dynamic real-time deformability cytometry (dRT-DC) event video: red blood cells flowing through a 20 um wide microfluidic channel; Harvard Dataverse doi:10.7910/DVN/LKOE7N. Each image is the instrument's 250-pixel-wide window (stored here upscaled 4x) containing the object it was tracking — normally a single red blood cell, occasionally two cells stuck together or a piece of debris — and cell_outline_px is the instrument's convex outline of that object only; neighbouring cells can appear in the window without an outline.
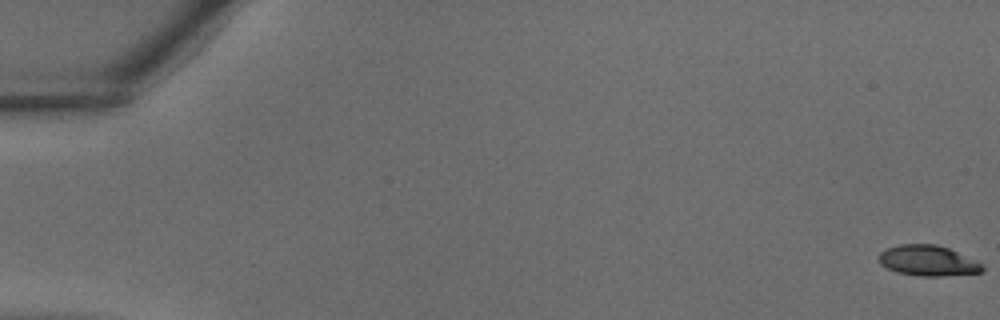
{"species": "common noctule bat (a hibernating species)", "species_latin": "Nyctalus noctula", "temperature_condition": "warm", "stored_images_in_passage": 39, "camera_frame_rate_fps": 3000, "um_per_image_px": 0.085, "animal": {"sex": "male", "body_mass_g": 18.8}, "frame": {"image": 1, "passage_image": 1, "time_ms": 0.0, "image_size_px": [1000, 320], "cell_outline_px": [[984, 272], [944, 276], [920, 276], [896, 272], [880, 264], [880, 252], [888, 248], [900, 244], [936, 244], [948, 248], [976, 260], [984, 268]], "centroid_in_image_um": [78.89, 22.16], "position_along_channel_um": 6.1, "area_um2": 18.32}}
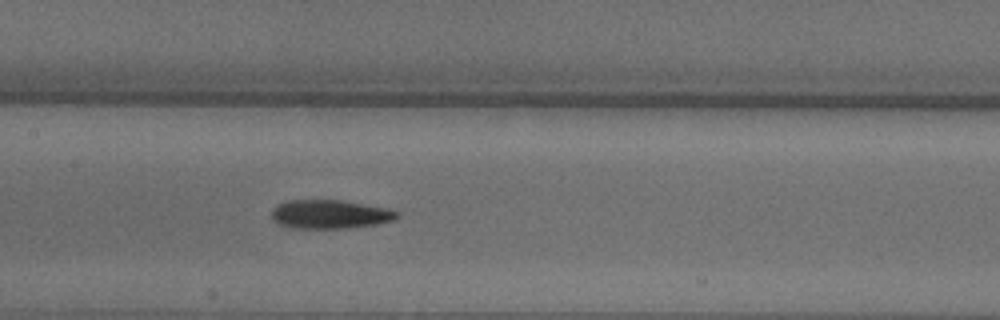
{"frame": {"image": 2, "passage_image": 20, "time_ms": 6.333, "image_size_px": [1000, 320], "cell_outline_px": [[400, 216], [392, 220], [376, 224], [348, 228], [296, 228], [276, 224], [272, 220], [272, 208], [276, 204], [284, 200], [340, 200], [388, 208], [400, 212]], "centroid_in_image_um": [28.01, 18.2], "position_along_channel_um": 179.4, "area_um2": 21.21}}
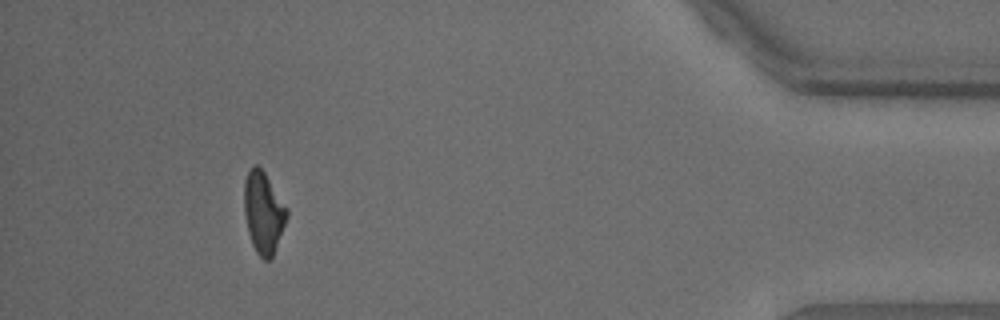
{"frame": {"image": 3, "passage_image": 36, "time_ms": 11.667, "image_size_px": [1000, 320], "cell_outline_px": [[288, 216], [272, 256], [268, 260], [264, 260], [256, 252], [252, 244], [248, 232], [244, 216], [244, 180], [252, 164], [256, 164], [264, 172], [288, 208]], "centroid_in_image_um": [22.38, 18.04], "position_along_channel_um": 412.8, "area_um2": 20.23}}